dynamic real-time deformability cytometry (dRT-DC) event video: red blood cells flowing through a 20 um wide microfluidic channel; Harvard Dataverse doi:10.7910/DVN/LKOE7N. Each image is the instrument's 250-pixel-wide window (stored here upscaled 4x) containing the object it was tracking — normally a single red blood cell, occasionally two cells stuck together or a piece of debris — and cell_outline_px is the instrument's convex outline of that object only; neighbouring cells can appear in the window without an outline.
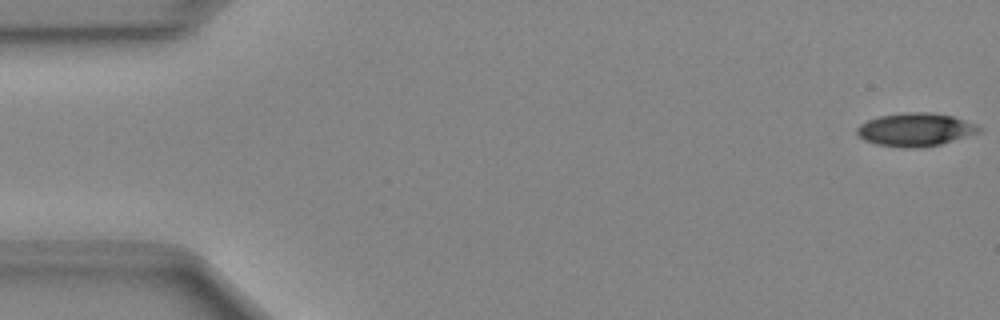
{"species": "Egyptian fruit bat (a non-hibernating species)", "species_latin": "Rousettus aegyptiacus", "temperature_condition": "cold", "stored_images_in_passage": 13, "camera_frame_rate_fps": 3000, "um_per_image_px": 0.085, "animal": {"sex": "female"}, "frame": {"image": 1, "passage_image": 1, "time_ms": 0.0, "image_size_px": [1000, 320], "cell_outline_px": [[980, 132], [940, 144], [916, 148], [904, 148], [876, 144], [864, 140], [856, 132], [856, 128], [860, 124], [868, 120], [880, 116], [908, 112], [928, 112], [952, 116], [976, 124], [980, 128]], "centroid_in_image_um": [77.78, 11.02], "position_along_channel_um": 7.2, "area_um2": 23.35}}
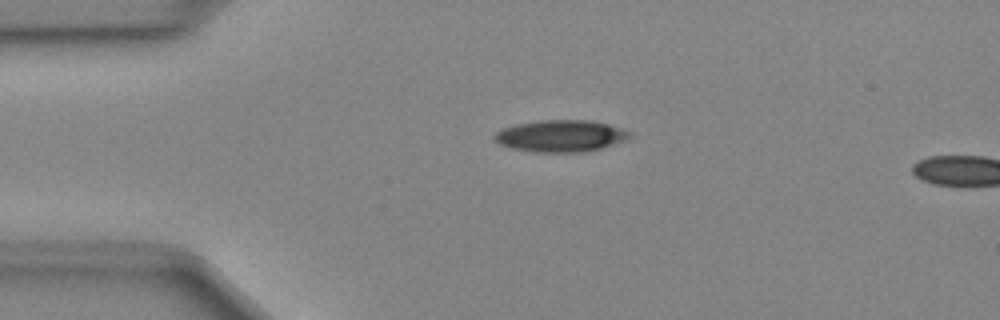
{"frame": {"image": 2, "passage_image": 11, "time_ms": 3.333, "image_size_px": [1000, 320], "cell_outline_px": [[632, 136], [624, 140], [600, 148], [584, 152], [536, 152], [512, 148], [500, 144], [492, 136], [496, 132], [504, 128], [516, 124], [540, 120], [592, 120], [608, 124], [632, 132]], "centroid_in_image_um": [47.66, 11.55], "position_along_channel_um": 37.3, "area_um2": 24.91}}